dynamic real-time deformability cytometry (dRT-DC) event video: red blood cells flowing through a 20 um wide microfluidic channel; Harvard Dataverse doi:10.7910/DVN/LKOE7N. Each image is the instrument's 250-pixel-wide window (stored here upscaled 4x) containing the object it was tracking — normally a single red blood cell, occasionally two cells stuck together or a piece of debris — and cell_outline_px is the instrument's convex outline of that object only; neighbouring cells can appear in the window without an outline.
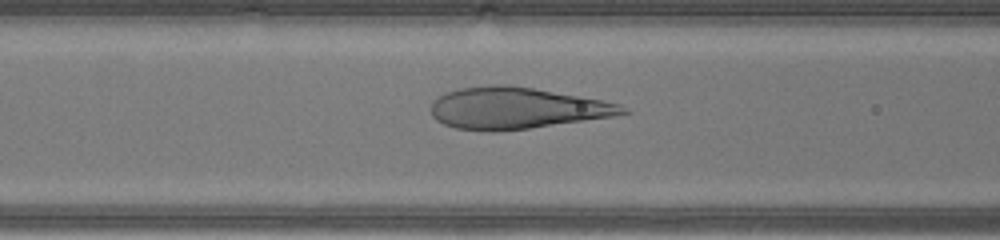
{"species": "human", "species_latin": "Homo sapiens", "temperature_condition": "warm", "stored_images_in_passage": 31, "camera_frame_rate_fps": 3000, "um_per_image_px": 0.085, "donor": {"sex": "male"}, "frame": {"image": 1, "passage_image": 9, "time_ms": 2.667, "image_size_px": [1000, 240], "cell_outline_px": [[632, 112], [612, 116], [528, 128], [492, 132], [488, 132], [456, 128], [444, 124], [436, 120], [432, 116], [432, 104], [440, 96], [448, 92], [460, 88], [492, 84], [508, 84], [580, 96], [620, 104]], "centroid_in_image_um": [43.88, 9.19], "position_along_channel_um": 122.7, "area_um2": 45.89}}
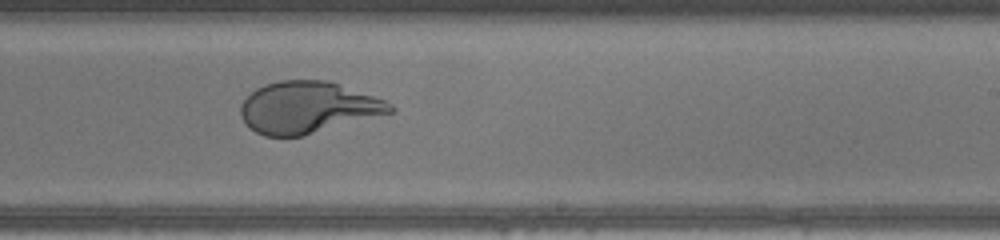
{"frame": {"image": 2, "passage_image": 18, "time_ms": 5.667, "image_size_px": [1000, 240], "cell_outline_px": [[396, 112], [300, 136], [264, 136], [256, 132], [240, 116], [240, 104], [256, 88], [264, 84], [280, 80], [328, 80], [384, 100], [392, 104], [396, 108]], "centroid_in_image_um": [26.17, 9.12], "position_along_channel_um": 262.8, "area_um2": 44.8}}
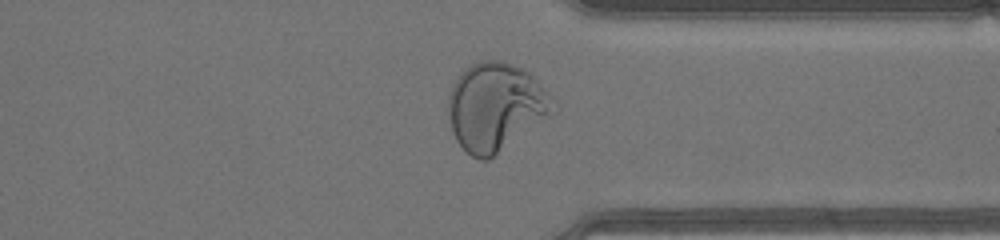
{"frame": {"image": 3, "passage_image": 25, "time_ms": 8.0, "image_size_px": [1000, 240], "cell_outline_px": [[556, 100], [548, 112], [488, 160], [480, 160], [472, 156], [456, 140], [452, 132], [448, 116], [448, 96], [452, 84], [460, 72], [464, 68], [480, 60], [504, 60], [524, 68]], "centroid_in_image_um": [42.02, 9.0], "position_along_channel_um": 369.4, "area_um2": 52.48}}